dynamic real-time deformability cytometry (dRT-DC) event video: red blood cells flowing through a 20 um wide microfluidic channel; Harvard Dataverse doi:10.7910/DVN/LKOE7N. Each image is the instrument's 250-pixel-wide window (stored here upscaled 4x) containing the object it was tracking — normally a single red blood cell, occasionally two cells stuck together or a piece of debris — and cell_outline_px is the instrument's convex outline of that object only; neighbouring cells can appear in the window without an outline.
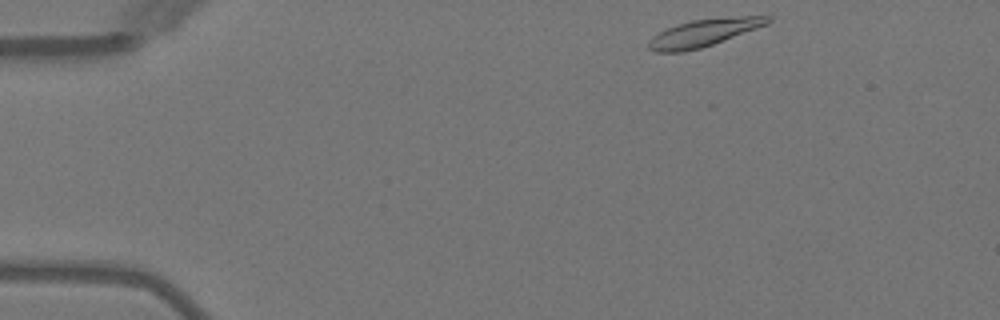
{"species": "Egyptian fruit bat (a non-hibernating species)", "species_latin": "Rousettus aegyptiacus", "temperature_condition": "warm", "stored_images_in_passage": 3, "camera_frame_rate_fps": 3000, "um_per_image_px": 0.085, "animal": {"sex": "female"}, "frame": {"image": 1, "passage_image": 1, "time_ms": 0.0, "image_size_px": [1000, 320], "cell_outline_px": [[772, 20], [768, 24], [712, 44], [700, 48], [680, 52], [656, 52], [648, 48], [648, 40], [652, 36], [668, 28], [692, 20], [740, 16], [772, 16]], "centroid_in_image_um": [59.81, 2.79], "position_along_channel_um": 25.2, "area_um2": 18.61}}
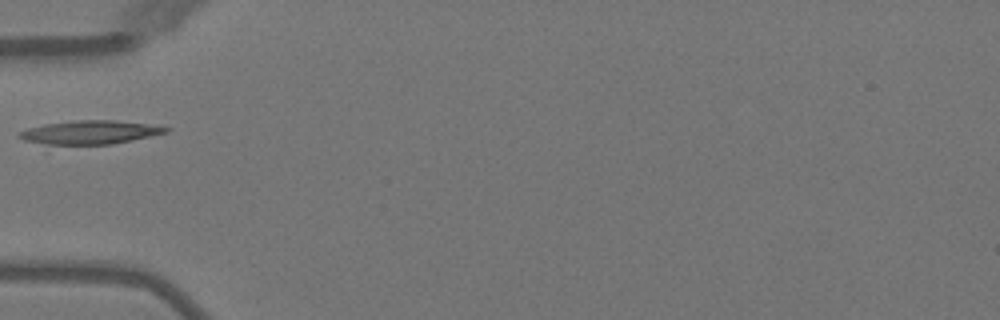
{"frame": {"image": 2, "passage_image": 3, "time_ms": 3.333, "image_size_px": [1000, 320], "cell_outline_px": [[172, 128], [168, 132], [132, 140], [112, 144], [44, 144], [24, 140], [16, 136], [16, 132], [28, 128], [44, 124], [76, 120], [112, 120], [148, 124]], "centroid_in_image_um": [7.61, 11.24], "position_along_channel_um": 77.4, "area_um2": 20.06}}